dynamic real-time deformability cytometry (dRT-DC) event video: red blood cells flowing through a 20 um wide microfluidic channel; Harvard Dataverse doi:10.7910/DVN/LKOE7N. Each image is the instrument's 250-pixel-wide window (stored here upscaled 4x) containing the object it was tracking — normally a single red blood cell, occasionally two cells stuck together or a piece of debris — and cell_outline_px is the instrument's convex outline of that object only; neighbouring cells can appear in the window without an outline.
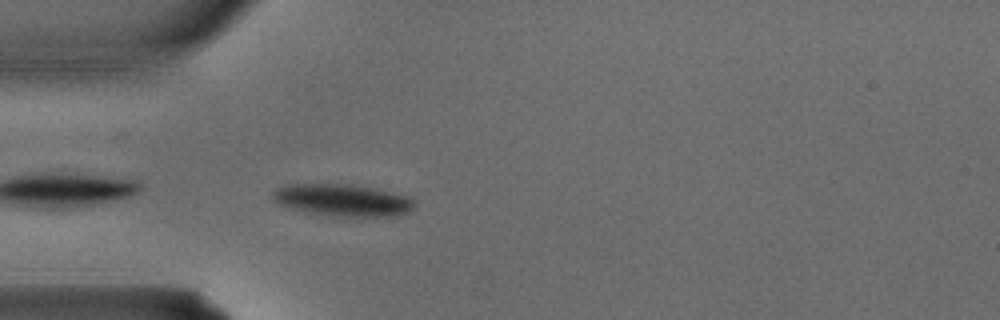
{"species": "common noctule bat (a hibernating species)", "species_latin": "Nyctalus noctula", "temperature_condition": "warm", "stored_images_in_passage": 3, "camera_frame_rate_fps": 3000, "um_per_image_px": 0.085, "animal": {"sex": "male", "body_mass_g": 15.6}, "frame": {"image": 1, "passage_image": 3, "time_ms": 0.667, "image_size_px": [1000, 320], "cell_outline_px": [[416, 208], [400, 216], [348, 216], [316, 212], [292, 208], [280, 204], [272, 200], [272, 192], [276, 188], [284, 184], [352, 184], [376, 188], [408, 196], [416, 204]], "centroid_in_image_um": [29.18, 16.98], "position_along_channel_um": 55.8, "area_um2": 26.24}}